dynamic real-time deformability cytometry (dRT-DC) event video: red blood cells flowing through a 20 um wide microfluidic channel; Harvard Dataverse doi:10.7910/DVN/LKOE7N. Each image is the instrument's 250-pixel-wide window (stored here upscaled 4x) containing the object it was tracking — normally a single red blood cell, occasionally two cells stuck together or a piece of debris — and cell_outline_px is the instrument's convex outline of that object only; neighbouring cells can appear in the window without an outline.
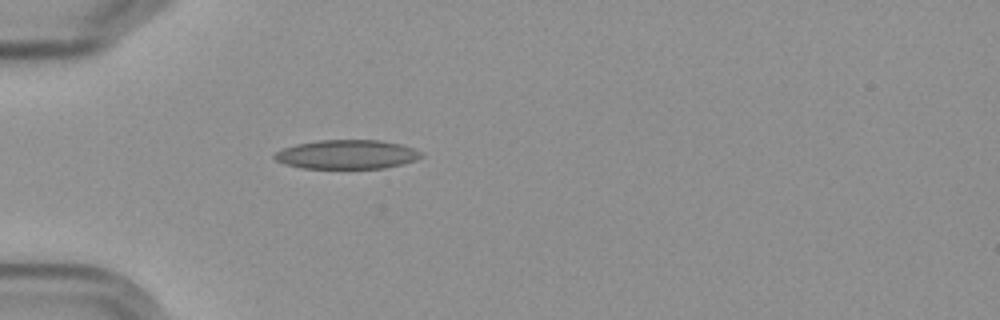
{"species": "Egyptian fruit bat (a non-hibernating species)", "species_latin": "Rousettus aegyptiacus", "temperature_condition": "cold", "stored_images_in_passage": 5, "camera_frame_rate_fps": 3000, "um_per_image_px": 0.085, "frame": {"image": 1, "passage_image": 5, "time_ms": 4.667, "image_size_px": [1000, 320], "cell_outline_px": [[424, 156], [416, 160], [404, 164], [384, 168], [300, 168], [284, 164], [276, 160], [272, 156], [276, 152], [284, 148], [296, 144], [320, 140], [380, 140], [400, 144], [424, 152]], "centroid_in_image_um": [29.51, 13.13], "position_along_channel_um": 55.5, "area_um2": 24.97}}